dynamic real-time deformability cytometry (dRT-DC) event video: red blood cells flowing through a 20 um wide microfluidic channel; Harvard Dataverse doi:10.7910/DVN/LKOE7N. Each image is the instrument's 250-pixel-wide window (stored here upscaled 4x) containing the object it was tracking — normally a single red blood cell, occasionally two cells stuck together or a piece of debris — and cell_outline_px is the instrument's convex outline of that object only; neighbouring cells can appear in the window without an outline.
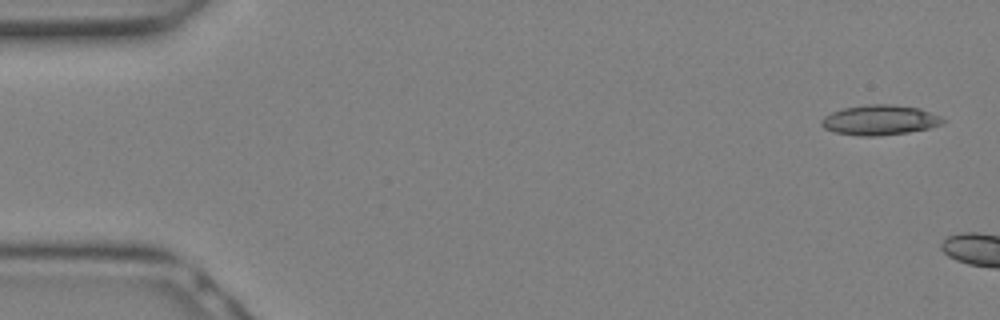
{"species": "Egyptian fruit bat (a non-hibernating species)", "species_latin": "Rousettus aegyptiacus", "temperature_condition": "warm", "stored_images_in_passage": 3, "camera_frame_rate_fps": 3000, "um_per_image_px": 0.085, "animal": {"sex": "female"}, "frame": {"image": 1, "passage_image": 1, "time_ms": 0.0, "image_size_px": [1000, 320], "cell_outline_px": [[944, 120], [940, 124], [928, 128], [908, 132], [880, 136], [860, 136], [836, 132], [824, 128], [820, 124], [820, 120], [824, 116], [832, 112], [844, 108], [868, 104], [892, 104], [920, 108], [940, 116]], "centroid_in_image_um": [74.75, 10.2], "position_along_channel_um": 10.2, "area_um2": 21.15}}